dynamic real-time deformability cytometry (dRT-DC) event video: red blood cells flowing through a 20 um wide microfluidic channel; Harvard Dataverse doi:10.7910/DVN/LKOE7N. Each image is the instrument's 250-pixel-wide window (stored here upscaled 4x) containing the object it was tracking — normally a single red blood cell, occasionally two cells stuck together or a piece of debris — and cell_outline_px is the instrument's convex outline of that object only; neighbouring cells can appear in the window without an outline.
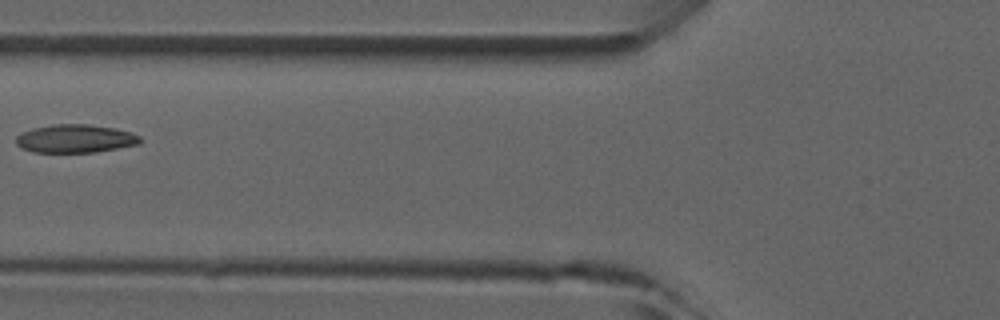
{"species": "common noctule bat (a hibernating species)", "species_latin": "Nyctalus noctula", "temperature_condition": "room temperature", "stored_images_in_passage": 2, "camera_frame_rate_fps": 3000, "um_per_image_px": 0.085, "animal": {"sex": "male", "forearm_length_mm": 52.5}, "frame": {"image": 1, "passage_image": 2, "time_ms": 1.0, "image_size_px": [1000, 320], "cell_outline_px": [[144, 140], [140, 144], [96, 152], [32, 152], [20, 148], [16, 144], [16, 136], [20, 132], [32, 128], [56, 124], [88, 124], [116, 128], [132, 132], [140, 136]], "centroid_in_image_um": [6.41, 11.78], "position_along_channel_um": 119.4, "area_um2": 20.75}}